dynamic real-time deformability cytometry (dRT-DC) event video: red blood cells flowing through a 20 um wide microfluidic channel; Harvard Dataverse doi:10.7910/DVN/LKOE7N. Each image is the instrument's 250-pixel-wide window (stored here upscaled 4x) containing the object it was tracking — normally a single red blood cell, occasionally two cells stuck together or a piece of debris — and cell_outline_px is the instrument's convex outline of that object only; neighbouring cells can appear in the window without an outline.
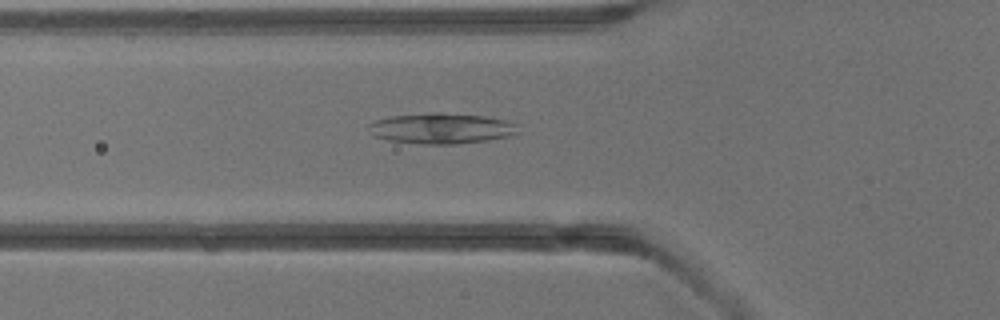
{"species": "common noctule bat (a hibernating species)", "species_latin": "Nyctalus noctula", "temperature_condition": "warm", "stored_images_in_passage": 4, "camera_frame_rate_fps": 3000, "um_per_image_px": 0.085, "animal": {"sex": "male", "body_mass_g": 13.3}, "frame": {"image": 1, "passage_image": 4, "time_ms": 3.667, "image_size_px": [1000, 320], "cell_outline_px": [[520, 132], [508, 136], [488, 140], [456, 144], [424, 144], [388, 140], [372, 136], [368, 128], [368, 124], [376, 120], [392, 116], [432, 112], [440, 112], [484, 116], [508, 120], [516, 124]], "centroid_in_image_um": [37.52, 10.91], "position_along_channel_um": 88.3, "area_um2": 26.82}}